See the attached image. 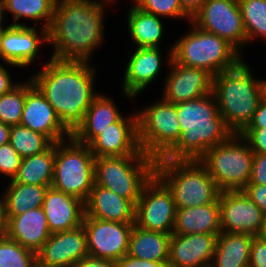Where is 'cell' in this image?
Instances as JSON below:
<instances>
[{
  "mask_svg": "<svg viewBox=\"0 0 266 267\" xmlns=\"http://www.w3.org/2000/svg\"><path fill=\"white\" fill-rule=\"evenodd\" d=\"M113 0H56L47 30L50 58L91 62V55L103 44L105 7ZM107 4V5H105Z\"/></svg>",
  "mask_w": 266,
  "mask_h": 267,
  "instance_id": "cell-1",
  "label": "cell"
},
{
  "mask_svg": "<svg viewBox=\"0 0 266 267\" xmlns=\"http://www.w3.org/2000/svg\"><path fill=\"white\" fill-rule=\"evenodd\" d=\"M89 63L50 58L30 78L71 134L83 122L85 112L98 95L94 90L97 71Z\"/></svg>",
  "mask_w": 266,
  "mask_h": 267,
  "instance_id": "cell-2",
  "label": "cell"
},
{
  "mask_svg": "<svg viewBox=\"0 0 266 267\" xmlns=\"http://www.w3.org/2000/svg\"><path fill=\"white\" fill-rule=\"evenodd\" d=\"M175 105L181 135L162 159L199 160L209 148L227 141L234 134L219 114L213 92Z\"/></svg>",
  "mask_w": 266,
  "mask_h": 267,
  "instance_id": "cell-3",
  "label": "cell"
},
{
  "mask_svg": "<svg viewBox=\"0 0 266 267\" xmlns=\"http://www.w3.org/2000/svg\"><path fill=\"white\" fill-rule=\"evenodd\" d=\"M252 72L242 60L234 68L213 77L212 92L219 114L234 134H240L248 126L264 95L263 80L254 78Z\"/></svg>",
  "mask_w": 266,
  "mask_h": 267,
  "instance_id": "cell-4",
  "label": "cell"
},
{
  "mask_svg": "<svg viewBox=\"0 0 266 267\" xmlns=\"http://www.w3.org/2000/svg\"><path fill=\"white\" fill-rule=\"evenodd\" d=\"M155 174L171 190L176 208L204 206L219 198L220 190L199 160L158 158Z\"/></svg>",
  "mask_w": 266,
  "mask_h": 267,
  "instance_id": "cell-5",
  "label": "cell"
},
{
  "mask_svg": "<svg viewBox=\"0 0 266 267\" xmlns=\"http://www.w3.org/2000/svg\"><path fill=\"white\" fill-rule=\"evenodd\" d=\"M191 30L181 36L172 48V59L187 67L204 69L213 77L232 69L244 58L224 38L199 29L190 22Z\"/></svg>",
  "mask_w": 266,
  "mask_h": 267,
  "instance_id": "cell-6",
  "label": "cell"
},
{
  "mask_svg": "<svg viewBox=\"0 0 266 267\" xmlns=\"http://www.w3.org/2000/svg\"><path fill=\"white\" fill-rule=\"evenodd\" d=\"M156 159L146 154L95 157V184L138 202L145 184L155 174Z\"/></svg>",
  "mask_w": 266,
  "mask_h": 267,
  "instance_id": "cell-7",
  "label": "cell"
},
{
  "mask_svg": "<svg viewBox=\"0 0 266 267\" xmlns=\"http://www.w3.org/2000/svg\"><path fill=\"white\" fill-rule=\"evenodd\" d=\"M254 152L240 135L209 148L199 159L220 191L243 190L251 177Z\"/></svg>",
  "mask_w": 266,
  "mask_h": 267,
  "instance_id": "cell-8",
  "label": "cell"
},
{
  "mask_svg": "<svg viewBox=\"0 0 266 267\" xmlns=\"http://www.w3.org/2000/svg\"><path fill=\"white\" fill-rule=\"evenodd\" d=\"M94 162L89 145L79 143L72 136L55 143L52 187L85 203L95 184Z\"/></svg>",
  "mask_w": 266,
  "mask_h": 267,
  "instance_id": "cell-9",
  "label": "cell"
},
{
  "mask_svg": "<svg viewBox=\"0 0 266 267\" xmlns=\"http://www.w3.org/2000/svg\"><path fill=\"white\" fill-rule=\"evenodd\" d=\"M137 127L140 149L156 160L162 158L181 135L176 105L161 98L138 110Z\"/></svg>",
  "mask_w": 266,
  "mask_h": 267,
  "instance_id": "cell-10",
  "label": "cell"
},
{
  "mask_svg": "<svg viewBox=\"0 0 266 267\" xmlns=\"http://www.w3.org/2000/svg\"><path fill=\"white\" fill-rule=\"evenodd\" d=\"M176 204L171 190L154 174L135 205L134 225L149 231L172 234Z\"/></svg>",
  "mask_w": 266,
  "mask_h": 267,
  "instance_id": "cell-11",
  "label": "cell"
},
{
  "mask_svg": "<svg viewBox=\"0 0 266 267\" xmlns=\"http://www.w3.org/2000/svg\"><path fill=\"white\" fill-rule=\"evenodd\" d=\"M191 22L203 31L224 38L240 53L247 46L238 0H206Z\"/></svg>",
  "mask_w": 266,
  "mask_h": 267,
  "instance_id": "cell-12",
  "label": "cell"
},
{
  "mask_svg": "<svg viewBox=\"0 0 266 267\" xmlns=\"http://www.w3.org/2000/svg\"><path fill=\"white\" fill-rule=\"evenodd\" d=\"M82 225L90 256L116 261L127 254L134 222L122 223L84 217Z\"/></svg>",
  "mask_w": 266,
  "mask_h": 267,
  "instance_id": "cell-13",
  "label": "cell"
},
{
  "mask_svg": "<svg viewBox=\"0 0 266 267\" xmlns=\"http://www.w3.org/2000/svg\"><path fill=\"white\" fill-rule=\"evenodd\" d=\"M221 231L262 235L266 215L243 190L220 191Z\"/></svg>",
  "mask_w": 266,
  "mask_h": 267,
  "instance_id": "cell-14",
  "label": "cell"
},
{
  "mask_svg": "<svg viewBox=\"0 0 266 267\" xmlns=\"http://www.w3.org/2000/svg\"><path fill=\"white\" fill-rule=\"evenodd\" d=\"M170 46L165 60L170 66L164 81L162 98L170 103L189 101L201 98L212 92L213 76L204 69L183 66L172 59Z\"/></svg>",
  "mask_w": 266,
  "mask_h": 267,
  "instance_id": "cell-15",
  "label": "cell"
},
{
  "mask_svg": "<svg viewBox=\"0 0 266 267\" xmlns=\"http://www.w3.org/2000/svg\"><path fill=\"white\" fill-rule=\"evenodd\" d=\"M27 25H7L1 37V60L24 68L38 57L42 44L48 43L47 29ZM40 31V32H39Z\"/></svg>",
  "mask_w": 266,
  "mask_h": 267,
  "instance_id": "cell-16",
  "label": "cell"
},
{
  "mask_svg": "<svg viewBox=\"0 0 266 267\" xmlns=\"http://www.w3.org/2000/svg\"><path fill=\"white\" fill-rule=\"evenodd\" d=\"M20 124L46 136L52 143L71 137L60 122L54 108L29 78L26 81V98Z\"/></svg>",
  "mask_w": 266,
  "mask_h": 267,
  "instance_id": "cell-17",
  "label": "cell"
},
{
  "mask_svg": "<svg viewBox=\"0 0 266 267\" xmlns=\"http://www.w3.org/2000/svg\"><path fill=\"white\" fill-rule=\"evenodd\" d=\"M89 147L94 157L145 154L138 143L137 112L108 125Z\"/></svg>",
  "mask_w": 266,
  "mask_h": 267,
  "instance_id": "cell-18",
  "label": "cell"
},
{
  "mask_svg": "<svg viewBox=\"0 0 266 267\" xmlns=\"http://www.w3.org/2000/svg\"><path fill=\"white\" fill-rule=\"evenodd\" d=\"M88 255L87 236L81 225L70 230L51 233L37 253V260L48 266L73 267Z\"/></svg>",
  "mask_w": 266,
  "mask_h": 267,
  "instance_id": "cell-19",
  "label": "cell"
},
{
  "mask_svg": "<svg viewBox=\"0 0 266 267\" xmlns=\"http://www.w3.org/2000/svg\"><path fill=\"white\" fill-rule=\"evenodd\" d=\"M219 234H171L168 267H210Z\"/></svg>",
  "mask_w": 266,
  "mask_h": 267,
  "instance_id": "cell-20",
  "label": "cell"
},
{
  "mask_svg": "<svg viewBox=\"0 0 266 267\" xmlns=\"http://www.w3.org/2000/svg\"><path fill=\"white\" fill-rule=\"evenodd\" d=\"M124 69L121 90L128 99L138 96L152 84L161 73V47H134Z\"/></svg>",
  "mask_w": 266,
  "mask_h": 267,
  "instance_id": "cell-21",
  "label": "cell"
},
{
  "mask_svg": "<svg viewBox=\"0 0 266 267\" xmlns=\"http://www.w3.org/2000/svg\"><path fill=\"white\" fill-rule=\"evenodd\" d=\"M51 233L66 231L82 225L85 204L82 200L48 187L42 204Z\"/></svg>",
  "mask_w": 266,
  "mask_h": 267,
  "instance_id": "cell-22",
  "label": "cell"
},
{
  "mask_svg": "<svg viewBox=\"0 0 266 267\" xmlns=\"http://www.w3.org/2000/svg\"><path fill=\"white\" fill-rule=\"evenodd\" d=\"M7 217V237L37 254L51 235L42 207Z\"/></svg>",
  "mask_w": 266,
  "mask_h": 267,
  "instance_id": "cell-23",
  "label": "cell"
},
{
  "mask_svg": "<svg viewBox=\"0 0 266 267\" xmlns=\"http://www.w3.org/2000/svg\"><path fill=\"white\" fill-rule=\"evenodd\" d=\"M84 204V217L122 223L135 221V205L130 200L99 185L94 184Z\"/></svg>",
  "mask_w": 266,
  "mask_h": 267,
  "instance_id": "cell-24",
  "label": "cell"
},
{
  "mask_svg": "<svg viewBox=\"0 0 266 267\" xmlns=\"http://www.w3.org/2000/svg\"><path fill=\"white\" fill-rule=\"evenodd\" d=\"M122 117L116 103L105 94H98L85 112L83 122L71 136L79 143L89 145L108 125Z\"/></svg>",
  "mask_w": 266,
  "mask_h": 267,
  "instance_id": "cell-25",
  "label": "cell"
},
{
  "mask_svg": "<svg viewBox=\"0 0 266 267\" xmlns=\"http://www.w3.org/2000/svg\"><path fill=\"white\" fill-rule=\"evenodd\" d=\"M220 232L219 198L204 206L176 209L172 234H219Z\"/></svg>",
  "mask_w": 266,
  "mask_h": 267,
  "instance_id": "cell-26",
  "label": "cell"
},
{
  "mask_svg": "<svg viewBox=\"0 0 266 267\" xmlns=\"http://www.w3.org/2000/svg\"><path fill=\"white\" fill-rule=\"evenodd\" d=\"M253 236L220 232L210 267H249Z\"/></svg>",
  "mask_w": 266,
  "mask_h": 267,
  "instance_id": "cell-27",
  "label": "cell"
},
{
  "mask_svg": "<svg viewBox=\"0 0 266 267\" xmlns=\"http://www.w3.org/2000/svg\"><path fill=\"white\" fill-rule=\"evenodd\" d=\"M161 18L131 5L127 12V29L135 47H160L164 35Z\"/></svg>",
  "mask_w": 266,
  "mask_h": 267,
  "instance_id": "cell-28",
  "label": "cell"
},
{
  "mask_svg": "<svg viewBox=\"0 0 266 267\" xmlns=\"http://www.w3.org/2000/svg\"><path fill=\"white\" fill-rule=\"evenodd\" d=\"M171 234L133 226L127 254L139 259L168 262Z\"/></svg>",
  "mask_w": 266,
  "mask_h": 267,
  "instance_id": "cell-29",
  "label": "cell"
},
{
  "mask_svg": "<svg viewBox=\"0 0 266 267\" xmlns=\"http://www.w3.org/2000/svg\"><path fill=\"white\" fill-rule=\"evenodd\" d=\"M55 166V143L39 154L22 158L14 182L51 187Z\"/></svg>",
  "mask_w": 266,
  "mask_h": 267,
  "instance_id": "cell-30",
  "label": "cell"
},
{
  "mask_svg": "<svg viewBox=\"0 0 266 267\" xmlns=\"http://www.w3.org/2000/svg\"><path fill=\"white\" fill-rule=\"evenodd\" d=\"M47 189V186L22 184L10 180L0 201L7 216L21 215L29 209L42 207Z\"/></svg>",
  "mask_w": 266,
  "mask_h": 267,
  "instance_id": "cell-31",
  "label": "cell"
},
{
  "mask_svg": "<svg viewBox=\"0 0 266 267\" xmlns=\"http://www.w3.org/2000/svg\"><path fill=\"white\" fill-rule=\"evenodd\" d=\"M5 11L12 15L11 25H25L18 20L26 18L48 30L51 25L56 0H3Z\"/></svg>",
  "mask_w": 266,
  "mask_h": 267,
  "instance_id": "cell-32",
  "label": "cell"
},
{
  "mask_svg": "<svg viewBox=\"0 0 266 267\" xmlns=\"http://www.w3.org/2000/svg\"><path fill=\"white\" fill-rule=\"evenodd\" d=\"M247 45L253 40L262 39L266 42V0H238Z\"/></svg>",
  "mask_w": 266,
  "mask_h": 267,
  "instance_id": "cell-33",
  "label": "cell"
},
{
  "mask_svg": "<svg viewBox=\"0 0 266 267\" xmlns=\"http://www.w3.org/2000/svg\"><path fill=\"white\" fill-rule=\"evenodd\" d=\"M9 143L22 158L39 154L52 144L43 134L21 124L11 126Z\"/></svg>",
  "mask_w": 266,
  "mask_h": 267,
  "instance_id": "cell-34",
  "label": "cell"
},
{
  "mask_svg": "<svg viewBox=\"0 0 266 267\" xmlns=\"http://www.w3.org/2000/svg\"><path fill=\"white\" fill-rule=\"evenodd\" d=\"M26 98V82H20L10 92L0 96V122L10 126L20 124Z\"/></svg>",
  "mask_w": 266,
  "mask_h": 267,
  "instance_id": "cell-35",
  "label": "cell"
},
{
  "mask_svg": "<svg viewBox=\"0 0 266 267\" xmlns=\"http://www.w3.org/2000/svg\"><path fill=\"white\" fill-rule=\"evenodd\" d=\"M37 254L6 237L0 240V267H32Z\"/></svg>",
  "mask_w": 266,
  "mask_h": 267,
  "instance_id": "cell-36",
  "label": "cell"
},
{
  "mask_svg": "<svg viewBox=\"0 0 266 267\" xmlns=\"http://www.w3.org/2000/svg\"><path fill=\"white\" fill-rule=\"evenodd\" d=\"M139 9L156 16L169 18H184L189 23L191 18L183 11L179 0H133Z\"/></svg>",
  "mask_w": 266,
  "mask_h": 267,
  "instance_id": "cell-37",
  "label": "cell"
},
{
  "mask_svg": "<svg viewBox=\"0 0 266 267\" xmlns=\"http://www.w3.org/2000/svg\"><path fill=\"white\" fill-rule=\"evenodd\" d=\"M21 160L22 157L9 142L0 146V174L13 180L19 170Z\"/></svg>",
  "mask_w": 266,
  "mask_h": 267,
  "instance_id": "cell-38",
  "label": "cell"
},
{
  "mask_svg": "<svg viewBox=\"0 0 266 267\" xmlns=\"http://www.w3.org/2000/svg\"><path fill=\"white\" fill-rule=\"evenodd\" d=\"M240 135L254 153L266 155V128H245Z\"/></svg>",
  "mask_w": 266,
  "mask_h": 267,
  "instance_id": "cell-39",
  "label": "cell"
},
{
  "mask_svg": "<svg viewBox=\"0 0 266 267\" xmlns=\"http://www.w3.org/2000/svg\"><path fill=\"white\" fill-rule=\"evenodd\" d=\"M249 267H266V237L253 236Z\"/></svg>",
  "mask_w": 266,
  "mask_h": 267,
  "instance_id": "cell-40",
  "label": "cell"
},
{
  "mask_svg": "<svg viewBox=\"0 0 266 267\" xmlns=\"http://www.w3.org/2000/svg\"><path fill=\"white\" fill-rule=\"evenodd\" d=\"M249 184L266 185V155L254 153Z\"/></svg>",
  "mask_w": 266,
  "mask_h": 267,
  "instance_id": "cell-41",
  "label": "cell"
},
{
  "mask_svg": "<svg viewBox=\"0 0 266 267\" xmlns=\"http://www.w3.org/2000/svg\"><path fill=\"white\" fill-rule=\"evenodd\" d=\"M114 267H168V262L148 261L125 254L114 261Z\"/></svg>",
  "mask_w": 266,
  "mask_h": 267,
  "instance_id": "cell-42",
  "label": "cell"
},
{
  "mask_svg": "<svg viewBox=\"0 0 266 267\" xmlns=\"http://www.w3.org/2000/svg\"><path fill=\"white\" fill-rule=\"evenodd\" d=\"M243 191L266 215V185L248 184Z\"/></svg>",
  "mask_w": 266,
  "mask_h": 267,
  "instance_id": "cell-43",
  "label": "cell"
},
{
  "mask_svg": "<svg viewBox=\"0 0 266 267\" xmlns=\"http://www.w3.org/2000/svg\"><path fill=\"white\" fill-rule=\"evenodd\" d=\"M246 128H266V96L260 99L258 107L253 114L252 120Z\"/></svg>",
  "mask_w": 266,
  "mask_h": 267,
  "instance_id": "cell-44",
  "label": "cell"
},
{
  "mask_svg": "<svg viewBox=\"0 0 266 267\" xmlns=\"http://www.w3.org/2000/svg\"><path fill=\"white\" fill-rule=\"evenodd\" d=\"M73 267H114V261L88 255L74 264Z\"/></svg>",
  "mask_w": 266,
  "mask_h": 267,
  "instance_id": "cell-45",
  "label": "cell"
},
{
  "mask_svg": "<svg viewBox=\"0 0 266 267\" xmlns=\"http://www.w3.org/2000/svg\"><path fill=\"white\" fill-rule=\"evenodd\" d=\"M11 72L3 64H0V96L10 92L20 82L12 81Z\"/></svg>",
  "mask_w": 266,
  "mask_h": 267,
  "instance_id": "cell-46",
  "label": "cell"
},
{
  "mask_svg": "<svg viewBox=\"0 0 266 267\" xmlns=\"http://www.w3.org/2000/svg\"><path fill=\"white\" fill-rule=\"evenodd\" d=\"M206 0H179L183 11L192 19Z\"/></svg>",
  "mask_w": 266,
  "mask_h": 267,
  "instance_id": "cell-47",
  "label": "cell"
},
{
  "mask_svg": "<svg viewBox=\"0 0 266 267\" xmlns=\"http://www.w3.org/2000/svg\"><path fill=\"white\" fill-rule=\"evenodd\" d=\"M8 234V217L4 210L3 203L0 201V240L7 237Z\"/></svg>",
  "mask_w": 266,
  "mask_h": 267,
  "instance_id": "cell-48",
  "label": "cell"
},
{
  "mask_svg": "<svg viewBox=\"0 0 266 267\" xmlns=\"http://www.w3.org/2000/svg\"><path fill=\"white\" fill-rule=\"evenodd\" d=\"M11 126L0 122V146L9 142Z\"/></svg>",
  "mask_w": 266,
  "mask_h": 267,
  "instance_id": "cell-49",
  "label": "cell"
},
{
  "mask_svg": "<svg viewBox=\"0 0 266 267\" xmlns=\"http://www.w3.org/2000/svg\"><path fill=\"white\" fill-rule=\"evenodd\" d=\"M4 14L6 15V11H5V8H4V3H3V0H0V28H6L7 26H4V18H6L4 16Z\"/></svg>",
  "mask_w": 266,
  "mask_h": 267,
  "instance_id": "cell-50",
  "label": "cell"
},
{
  "mask_svg": "<svg viewBox=\"0 0 266 267\" xmlns=\"http://www.w3.org/2000/svg\"><path fill=\"white\" fill-rule=\"evenodd\" d=\"M32 267H54V266H48V265L42 264L39 260H36L34 264L32 265Z\"/></svg>",
  "mask_w": 266,
  "mask_h": 267,
  "instance_id": "cell-51",
  "label": "cell"
},
{
  "mask_svg": "<svg viewBox=\"0 0 266 267\" xmlns=\"http://www.w3.org/2000/svg\"><path fill=\"white\" fill-rule=\"evenodd\" d=\"M3 30H4V28H0V59H1V37L3 34Z\"/></svg>",
  "mask_w": 266,
  "mask_h": 267,
  "instance_id": "cell-52",
  "label": "cell"
},
{
  "mask_svg": "<svg viewBox=\"0 0 266 267\" xmlns=\"http://www.w3.org/2000/svg\"><path fill=\"white\" fill-rule=\"evenodd\" d=\"M263 85H264V95L266 96V80H263Z\"/></svg>",
  "mask_w": 266,
  "mask_h": 267,
  "instance_id": "cell-53",
  "label": "cell"
},
{
  "mask_svg": "<svg viewBox=\"0 0 266 267\" xmlns=\"http://www.w3.org/2000/svg\"><path fill=\"white\" fill-rule=\"evenodd\" d=\"M262 235H263L264 237H266V219H265V228H264V231H263Z\"/></svg>",
  "mask_w": 266,
  "mask_h": 267,
  "instance_id": "cell-54",
  "label": "cell"
}]
</instances>
